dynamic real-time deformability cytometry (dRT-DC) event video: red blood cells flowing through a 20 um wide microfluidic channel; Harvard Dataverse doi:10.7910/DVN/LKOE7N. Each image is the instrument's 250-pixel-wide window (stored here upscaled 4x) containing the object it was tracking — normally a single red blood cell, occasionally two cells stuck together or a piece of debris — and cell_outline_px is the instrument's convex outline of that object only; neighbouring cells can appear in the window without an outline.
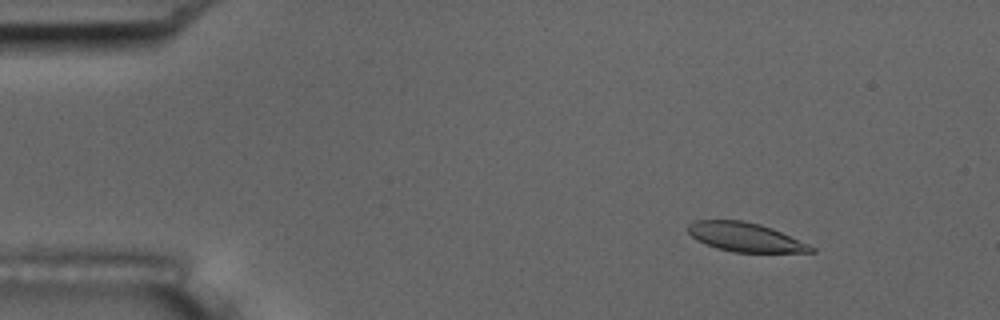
{"species": "common noctule bat (a hibernating species)", "species_latin": "Nyctalus noctula", "temperature_condition": "room temperature", "stored_images_in_passage": 57, "camera_frame_rate_fps": 3000, "um_per_image_px": 0.085, "animal": {"sex": "male", "body_mass_g": 17.5, "forearm_length_mm": 52.3}, "frame": {"image": 1, "passage_image": 8, "time_ms": 2.333, "image_size_px": [1000, 320], "cell_outline_px": [[816, 252], [732, 252], [716, 248], [696, 240], [688, 232], [688, 224], [696, 220], [744, 220], [760, 224], [772, 228], [808, 244], [816, 248]], "centroid_in_image_um": [63.33, 20.15], "position_along_channel_um": 21.7, "area_um2": 20.75}}
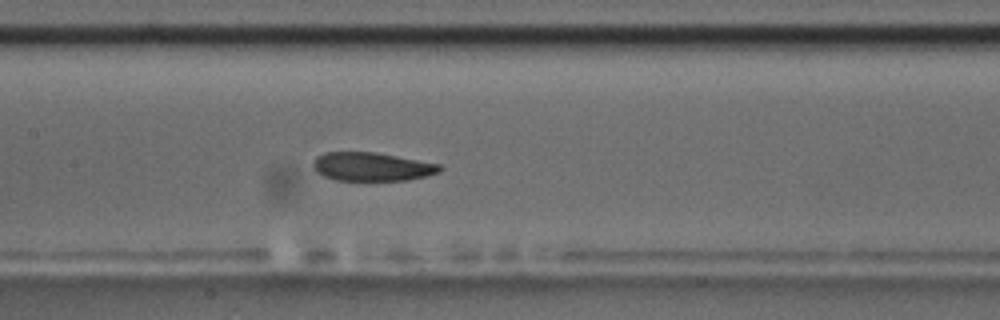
{"frame": {"image": 2, "passage_image": 28, "time_ms": 9.0, "image_size_px": [1000, 320], "cell_outline_px": [[444, 168], [440, 172], [408, 180], [336, 180], [324, 176], [316, 172], [312, 168], [312, 164], [316, 156], [324, 152], [376, 152], [440, 164]], "centroid_in_image_um": [31.59, 14.16], "position_along_channel_um": 175.8, "area_um2": 21.15}}
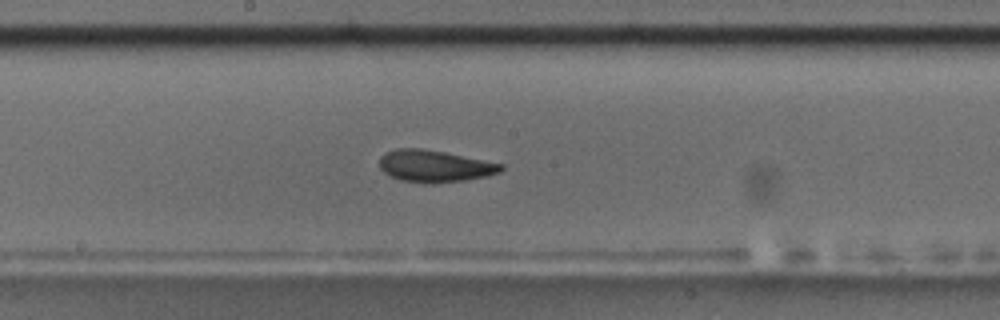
{"frame": {"image": 3, "passage_image": 31, "time_ms": 10.0, "image_size_px": [1000, 320], "cell_outline_px": [[504, 168], [500, 172], [488, 176], [464, 180], [432, 184], [400, 180], [384, 172], [380, 168], [380, 156], [384, 152], [396, 148], [420, 148], [444, 152], [504, 164]], "centroid_in_image_um": [36.94, 14.12], "position_along_channel_um": 211.3, "area_um2": 22.66}, "authors_computed_cell_mechanics": {"area_um2": 22.3108, "velocity_mm_per_s": 3.5662, "shape_relaxation_time_tau1_ms": 5.0972, "shape_relaxation_time_tau2_ms": 2.087, "deformation_change_tau1": 0.1284, "deformation_change_tau2": 0.0721}}